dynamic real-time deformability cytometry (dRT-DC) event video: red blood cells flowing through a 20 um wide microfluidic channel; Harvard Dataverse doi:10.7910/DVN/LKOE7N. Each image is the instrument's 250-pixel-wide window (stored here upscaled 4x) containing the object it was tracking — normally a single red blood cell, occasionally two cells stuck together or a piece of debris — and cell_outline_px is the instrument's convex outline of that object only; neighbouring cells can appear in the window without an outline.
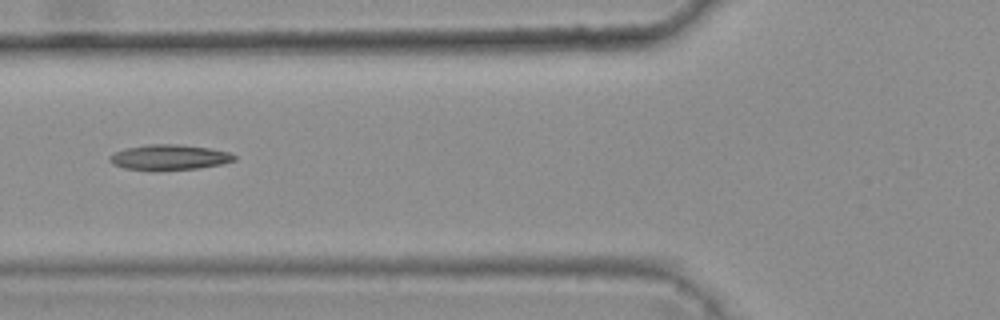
{"species": "common noctule bat (a hibernating species)", "species_latin": "Nyctalus noctula", "temperature_condition": "warm", "stored_images_in_passage": 4, "camera_frame_rate_fps": 3000, "um_per_image_px": 0.085, "animal": {"sex": "female", "body_mass_g": 25.1}, "frame": {"image": 1, "passage_image": 3, "time_ms": 0.667, "image_size_px": [1000, 320], "cell_outline_px": [[236, 160], [224, 164], [200, 168], [156, 172], [152, 172], [124, 168], [112, 164], [108, 160], [108, 156], [112, 152], [124, 148], [148, 144], [176, 144], [208, 148], [228, 152], [236, 156]], "centroid_in_image_um": [14.32, 13.4], "position_along_channel_um": 111.5, "area_um2": 19.07}}
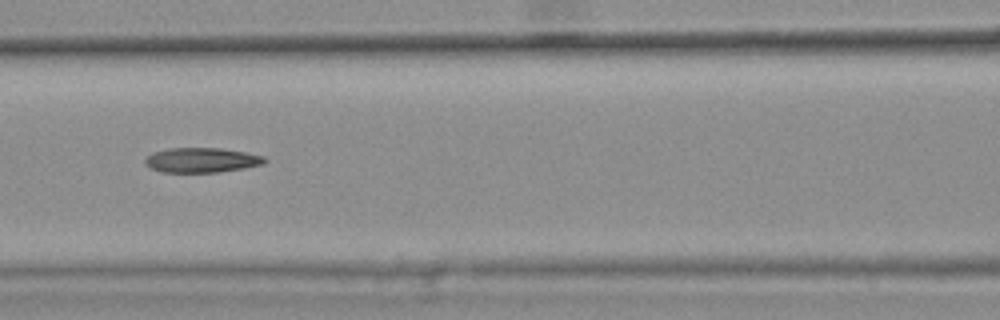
{"frame": {"image": 2, "passage_image": 4, "time_ms": 1.0, "image_size_px": [1000, 320], "cell_outline_px": [[268, 160], [264, 164], [244, 168], [216, 172], [160, 172], [148, 168], [144, 164], [144, 160], [152, 152], [168, 148], [220, 148], [244, 152], [264, 156]], "centroid_in_image_um": [17.1, 13.61], "position_along_channel_um": 149.5, "area_um2": 17.4}}